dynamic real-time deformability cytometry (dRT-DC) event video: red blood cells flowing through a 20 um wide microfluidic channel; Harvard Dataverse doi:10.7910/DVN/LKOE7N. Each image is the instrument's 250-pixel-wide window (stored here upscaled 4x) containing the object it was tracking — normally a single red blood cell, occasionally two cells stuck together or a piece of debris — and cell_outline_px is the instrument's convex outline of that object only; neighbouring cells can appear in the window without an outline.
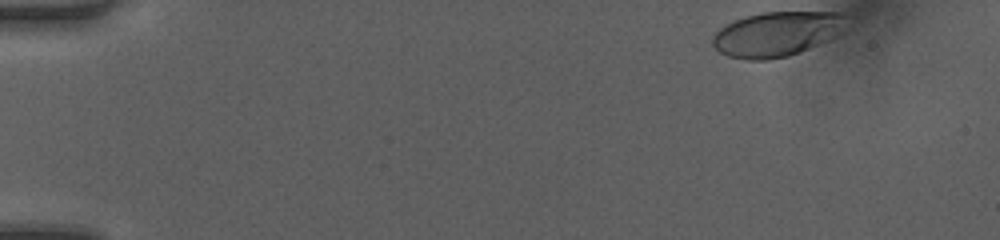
{"species": "human", "species_latin": "Homo sapiens", "temperature_condition": "room temperature", "stored_images_in_passage": 38, "camera_frame_rate_fps": 3000, "um_per_image_px": 0.085, "donor": {"sex": "female"}, "frame": {"image": 1, "passage_image": 1, "time_ms": 0.0, "image_size_px": [1000, 240], "cell_outline_px": [[844, 16], [836, 36], [800, 52], [788, 56], [768, 60], [748, 60], [728, 56], [720, 52], [712, 44], [712, 36], [724, 24], [744, 16], [760, 12], [840, 12]], "centroid_in_image_um": [65.92, 2.89], "position_along_channel_um": 19.1, "area_um2": 34.51}}
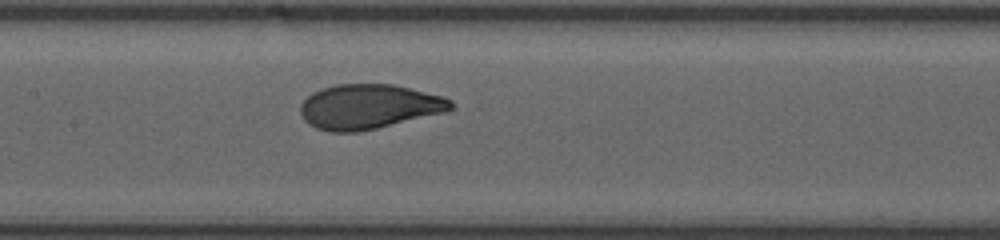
{"frame": {"image": 2, "passage_image": 21, "time_ms": 6.667, "image_size_px": [1000, 240], "cell_outline_px": [[452, 108], [448, 112], [376, 128], [356, 132], [332, 132], [316, 128], [308, 124], [304, 120], [300, 112], [300, 104], [312, 92], [336, 84], [392, 84], [444, 96], [452, 100]], "centroid_in_image_um": [31.36, 9.06], "position_along_channel_um": 176.0, "area_um2": 39.25}}
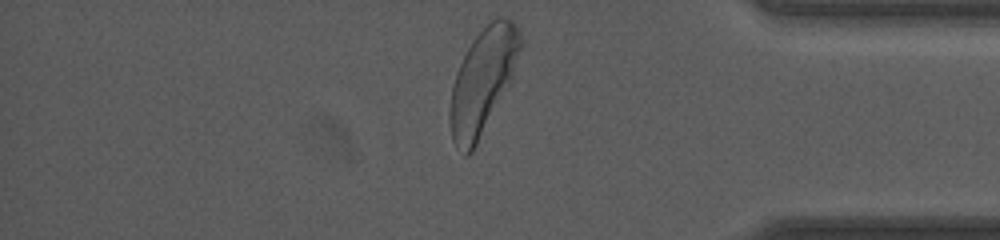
{"frame": {"image": 3, "passage_image": 38, "time_ms": 12.333, "image_size_px": [1000, 240], "cell_outline_px": [[524, 44], [512, 80], [472, 152], [468, 156], [464, 156], [456, 148], [452, 140], [448, 120], [448, 112], [452, 84], [456, 72], [468, 48], [476, 36], [492, 20], [500, 16], [504, 16], [512, 20], [516, 24], [524, 40]], "centroid_in_image_um": [41.05, 6.91], "position_along_channel_um": 394.2, "area_um2": 43.58}, "authors_computed_cell_mechanics": {"area_um2": 38.8127, "velocity_mm_per_s": 4.1963, "shape_relaxation_time_tau1_ms": 2.5205, "shape_relaxation_time_tau2_ms": null, "deformation_change_tau1": 0.1432, "deformation_change_tau2": null}}